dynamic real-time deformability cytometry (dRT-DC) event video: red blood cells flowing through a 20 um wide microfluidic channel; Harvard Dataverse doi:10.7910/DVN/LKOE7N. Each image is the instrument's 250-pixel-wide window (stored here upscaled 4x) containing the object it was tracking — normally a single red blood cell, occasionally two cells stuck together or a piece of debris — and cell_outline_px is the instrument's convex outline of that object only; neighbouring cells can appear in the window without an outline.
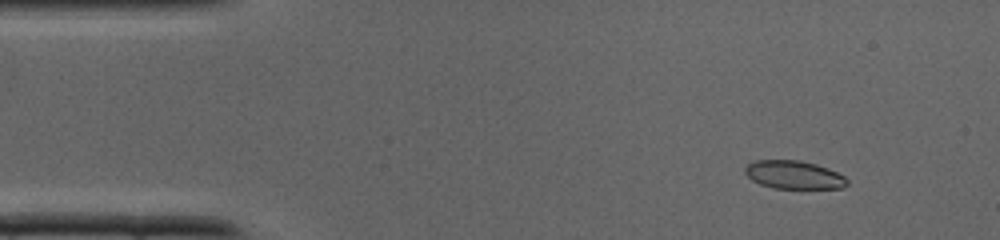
{"species": "common noctule bat (a hibernating species)", "species_latin": "Nyctalus noctula", "temperature_condition": "cold", "stored_images_in_passage": 35, "camera_frame_rate_fps": 3000, "um_per_image_px": 0.085, "animal": {"sex": "male", "body_mass_g": 19.0, "forearm_length_mm": 50.8}, "frame": {"image": 1, "passage_image": 2, "time_ms": 0.333, "image_size_px": [1000, 240], "cell_outline_px": [[848, 184], [840, 188], [772, 188], [760, 184], [752, 180], [744, 172], [744, 168], [748, 164], [756, 160], [800, 160], [816, 164], [828, 168], [844, 176], [848, 180]], "centroid_in_image_um": [67.46, 14.85], "position_along_channel_um": 17.5, "area_um2": 16.76}}
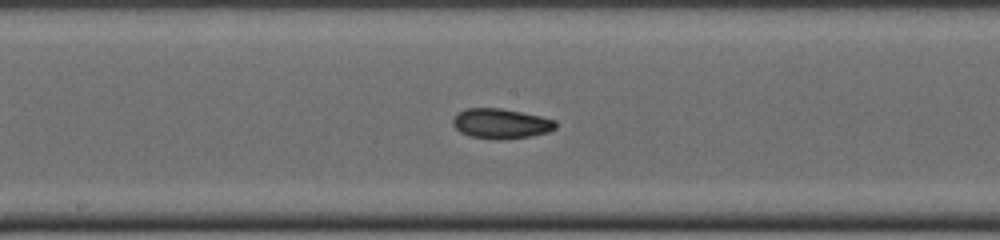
{"frame": {"image": 2, "passage_image": 17, "time_ms": 5.333, "image_size_px": [1000, 240], "cell_outline_px": [[556, 128], [548, 132], [532, 136], [500, 140], [496, 140], [472, 136], [460, 132], [452, 124], [452, 120], [456, 112], [468, 108], [500, 108], [540, 116], [556, 120]], "centroid_in_image_um": [42.57, 10.51], "position_along_channel_um": 205.6, "area_um2": 18.03}}
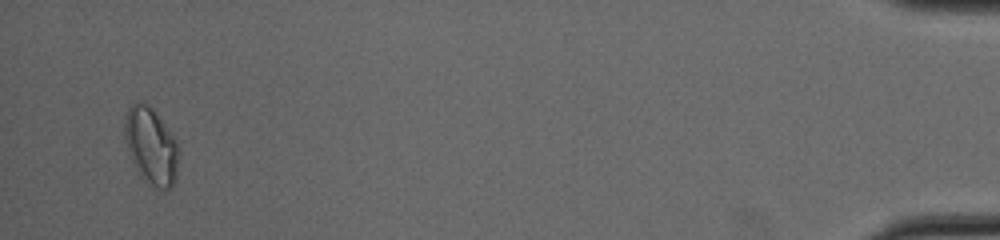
{"frame": {"image": 3, "passage_image": 34, "time_ms": 11.0, "image_size_px": [1000, 240], "cell_outline_px": [[180, 148], [176, 180], [168, 188], [152, 188], [140, 176], [128, 152], [124, 136], [124, 116], [128, 108], [132, 104], [144, 100], [152, 108], [176, 140]], "centroid_in_image_um": [12.84, 12.4], "position_along_channel_um": 422.4, "area_um2": 24.45}}